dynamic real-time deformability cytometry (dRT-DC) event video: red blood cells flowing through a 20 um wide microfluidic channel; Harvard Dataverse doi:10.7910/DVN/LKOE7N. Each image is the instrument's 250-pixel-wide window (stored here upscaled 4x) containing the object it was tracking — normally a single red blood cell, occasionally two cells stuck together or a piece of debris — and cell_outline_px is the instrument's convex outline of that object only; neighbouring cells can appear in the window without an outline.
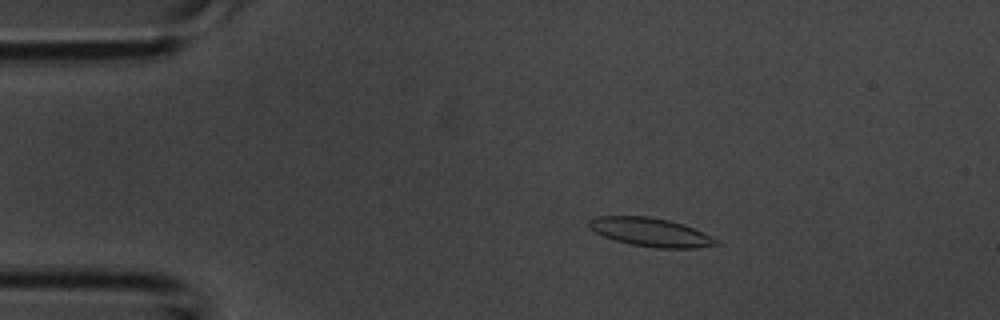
{"species": "common noctule bat (a hibernating species)", "species_latin": "Nyctalus noctula", "temperature_condition": "room temperature", "stored_images_in_passage": 41, "camera_frame_rate_fps": 3000, "um_per_image_px": 0.085, "animal": {"sex": "male", "body_mass_g": 20.1, "forearm_length_mm": 53.5}, "frame": {"image": 1, "passage_image": 6, "time_ms": 1.667, "image_size_px": [1000, 320], "cell_outline_px": [[720, 244], [696, 248], [656, 248], [632, 244], [616, 240], [604, 236], [596, 232], [588, 224], [588, 220], [596, 216], [648, 216], [668, 220], [692, 228], [712, 236], [720, 240]], "centroid_in_image_um": [55.33, 19.74], "position_along_channel_um": 29.7, "area_um2": 20.92}}
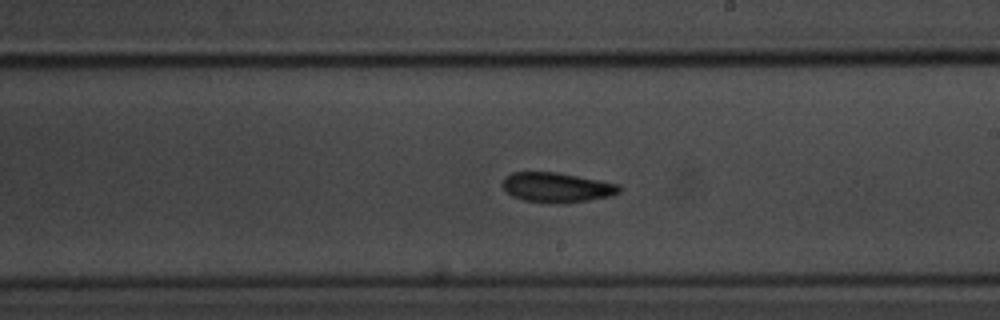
{"frame": {"image": 2, "passage_image": 23, "time_ms": 7.333, "image_size_px": [1000, 320], "cell_outline_px": [[620, 192], [612, 196], [564, 204], [560, 204], [524, 200], [512, 196], [504, 188], [504, 176], [512, 172], [556, 172], [600, 180], [620, 184]], "centroid_in_image_um": [47.36, 15.93], "position_along_channel_um": 241.6, "area_um2": 20.29}}
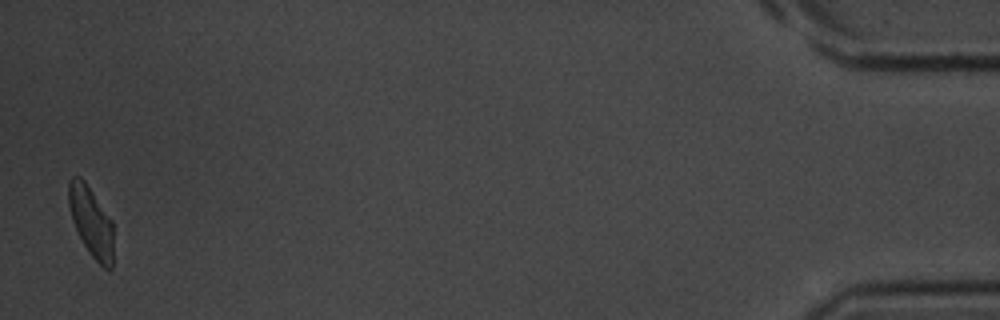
{"frame": {"image": 3, "passage_image": 41, "time_ms": 13.333, "image_size_px": [1000, 320], "cell_outline_px": [[112, 268], [104, 268], [88, 252], [72, 220], [68, 204], [68, 180], [72, 176], [80, 176], [84, 180], [112, 220]], "centroid_in_image_um": [7.72, 18.8], "position_along_channel_um": 427.5, "area_um2": 18.03}}